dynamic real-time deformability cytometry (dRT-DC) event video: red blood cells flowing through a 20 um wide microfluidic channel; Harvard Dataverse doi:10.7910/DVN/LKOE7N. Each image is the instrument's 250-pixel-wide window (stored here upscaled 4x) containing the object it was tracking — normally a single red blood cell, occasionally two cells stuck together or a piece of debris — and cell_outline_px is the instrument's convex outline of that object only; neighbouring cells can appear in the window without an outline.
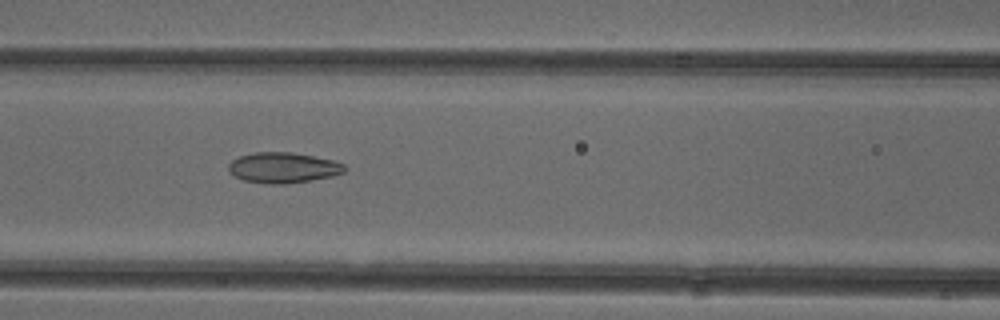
{"species": "common noctule bat (a hibernating species)", "species_latin": "Nyctalus noctula", "temperature_condition": "cold", "stored_images_in_passage": 26, "camera_frame_rate_fps": 3000, "um_per_image_px": 0.085, "animal": {"sex": "female"}, "frame": {"image": 1, "passage_image": 22, "time_ms": 7.0, "image_size_px": [1000, 320], "cell_outline_px": [[348, 168], [344, 172], [332, 176], [284, 184], [272, 184], [244, 180], [228, 172], [228, 164], [232, 160], [240, 156], [252, 152], [292, 152], [332, 160], [344, 164]], "centroid_in_image_um": [24.05, 14.24], "position_along_channel_um": 142.5, "area_um2": 20.52}}
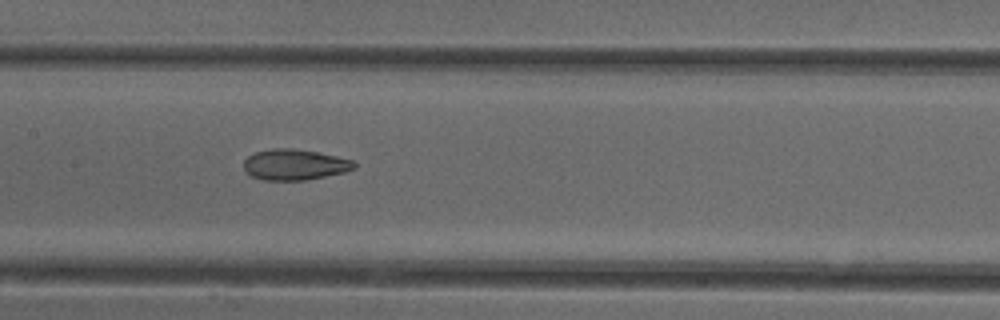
{"frame": {"image": 2, "passage_image": 25, "time_ms": 8.0, "image_size_px": [1000, 320], "cell_outline_px": [[356, 168], [344, 172], [304, 180], [264, 180], [252, 176], [244, 168], [244, 160], [248, 156], [256, 152], [272, 148], [292, 148], [320, 152], [352, 160], [356, 164]], "centroid_in_image_um": [25.05, 13.98], "position_along_channel_um": 182.3, "area_um2": 19.71}}